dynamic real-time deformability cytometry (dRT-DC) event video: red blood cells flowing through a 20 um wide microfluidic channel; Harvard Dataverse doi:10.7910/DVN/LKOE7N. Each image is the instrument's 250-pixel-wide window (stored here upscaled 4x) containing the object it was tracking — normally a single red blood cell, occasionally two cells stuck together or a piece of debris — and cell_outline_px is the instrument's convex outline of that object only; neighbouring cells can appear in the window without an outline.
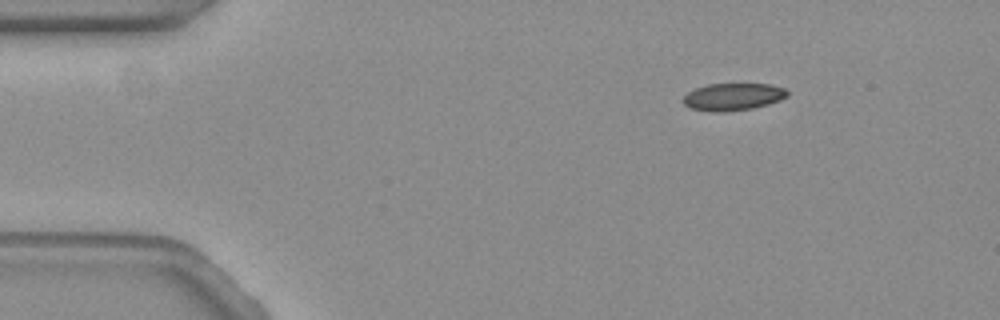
{"species": "common noctule bat (a hibernating species)", "species_latin": "Nyctalus noctula", "temperature_condition": "warm", "stored_images_in_passage": 51, "camera_frame_rate_fps": 3000, "um_per_image_px": 0.085, "animal": {"sex": "female", "body_mass_g": 19.3, "forearm_length_mm": 54.1}, "frame": {"image": 1, "passage_image": 1, "time_ms": 0.0, "image_size_px": [1000, 320], "cell_outline_px": [[788, 96], [780, 100], [768, 104], [752, 108], [724, 112], [712, 112], [692, 108], [684, 104], [684, 96], [688, 92], [696, 88], [708, 84], [768, 84], [784, 88], [788, 92]], "centroid_in_image_um": [62.32, 8.23], "position_along_channel_um": 22.7, "area_um2": 16.42}}
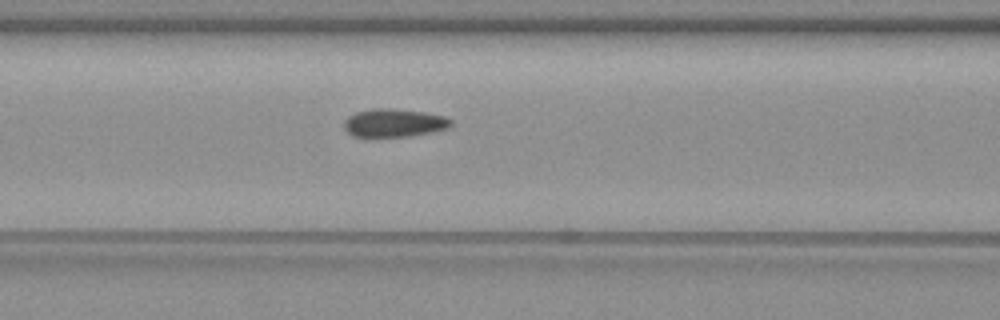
{"frame": {"image": 2, "passage_image": 17, "time_ms": 5.333, "image_size_px": [1000, 320], "cell_outline_px": [[452, 124], [448, 128], [408, 136], [352, 136], [344, 128], [344, 120], [348, 116], [356, 112], [372, 108], [392, 108], [424, 112], [444, 116], [452, 120]], "centroid_in_image_um": [33.47, 10.43], "position_along_channel_um": 133.1, "area_um2": 17.4}}
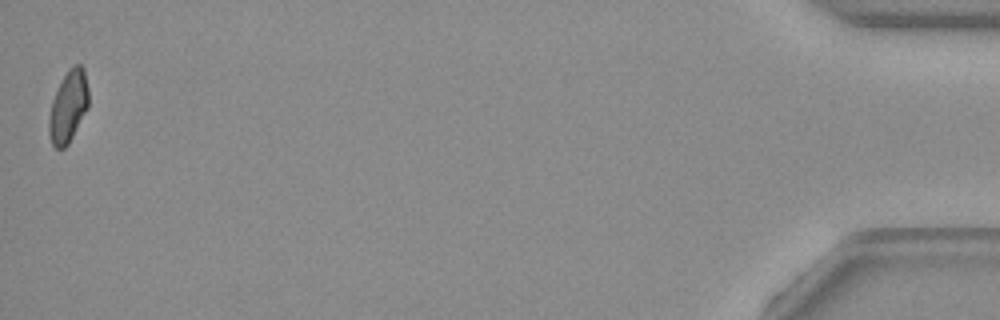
{"frame": {"image": 3, "passage_image": 51, "time_ms": 16.667, "image_size_px": [1000, 320], "cell_outline_px": [[88, 108], [68, 144], [64, 148], [56, 148], [52, 144], [48, 132], [48, 120], [52, 100], [60, 80], [68, 68], [76, 64], [80, 64], [84, 68], [88, 88]], "centroid_in_image_um": [5.79, 9.03], "position_along_channel_um": 429.4, "area_um2": 16.7}, "authors_computed_cell_mechanics": {"area_um2": 17.4556, "velocity_mm_per_s": 3.5264, "shape_relaxation_time_tau1_ms": 5.6986, "shape_relaxation_time_tau2_ms": 1.2126, "deformation_change_tau1": 0.1554, "deformation_change_tau2": 0.082}}